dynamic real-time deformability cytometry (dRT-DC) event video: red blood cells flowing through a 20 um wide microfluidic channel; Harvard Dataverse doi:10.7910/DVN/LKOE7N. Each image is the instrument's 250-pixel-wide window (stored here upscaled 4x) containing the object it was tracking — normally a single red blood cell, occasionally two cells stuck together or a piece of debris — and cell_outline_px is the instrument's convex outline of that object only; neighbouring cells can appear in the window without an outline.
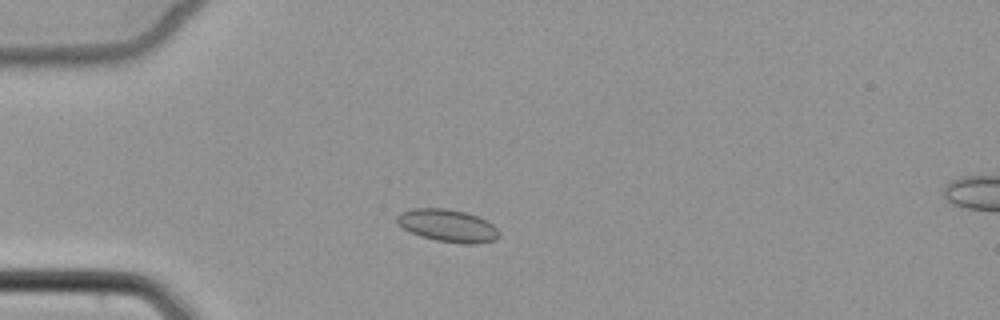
{"species": "common noctule bat (a hibernating species)", "species_latin": "Nyctalus noctula", "temperature_condition": "cold", "stored_images_in_passage": 4, "camera_frame_rate_fps": 3000, "um_per_image_px": 0.085, "animal": {"sex": "female", "body_mass_g": 22.7, "forearm_length_mm": 54.2}, "frame": {"image": 1, "passage_image": 3, "time_ms": 2.333, "image_size_px": [1000, 320], "cell_outline_px": [[500, 236], [496, 240], [476, 244], [464, 244], [436, 240], [420, 236], [404, 228], [396, 220], [396, 216], [400, 212], [412, 208], [444, 208], [464, 212], [476, 216], [492, 224], [500, 232]], "centroid_in_image_um": [38.07, 19.18], "position_along_channel_um": 46.9, "area_um2": 19.25}}